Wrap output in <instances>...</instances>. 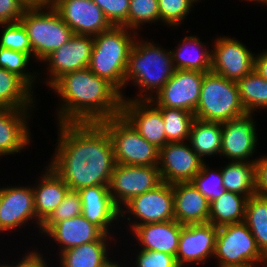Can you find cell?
<instances>
[{
	"instance_id": "obj_47",
	"label": "cell",
	"mask_w": 267,
	"mask_h": 267,
	"mask_svg": "<svg viewBox=\"0 0 267 267\" xmlns=\"http://www.w3.org/2000/svg\"><path fill=\"white\" fill-rule=\"evenodd\" d=\"M27 8L44 7L51 3V0H20Z\"/></svg>"
},
{
	"instance_id": "obj_34",
	"label": "cell",
	"mask_w": 267,
	"mask_h": 267,
	"mask_svg": "<svg viewBox=\"0 0 267 267\" xmlns=\"http://www.w3.org/2000/svg\"><path fill=\"white\" fill-rule=\"evenodd\" d=\"M165 124L168 142H183L189 138L191 126L195 120L193 113L175 108H158Z\"/></svg>"
},
{
	"instance_id": "obj_7",
	"label": "cell",
	"mask_w": 267,
	"mask_h": 267,
	"mask_svg": "<svg viewBox=\"0 0 267 267\" xmlns=\"http://www.w3.org/2000/svg\"><path fill=\"white\" fill-rule=\"evenodd\" d=\"M99 123L110 136L115 163L133 166L159 165L160 149L147 142L122 115Z\"/></svg>"
},
{
	"instance_id": "obj_11",
	"label": "cell",
	"mask_w": 267,
	"mask_h": 267,
	"mask_svg": "<svg viewBox=\"0 0 267 267\" xmlns=\"http://www.w3.org/2000/svg\"><path fill=\"white\" fill-rule=\"evenodd\" d=\"M205 73L176 69L169 81L157 92V96H152L150 101L157 108L182 109L194 114Z\"/></svg>"
},
{
	"instance_id": "obj_51",
	"label": "cell",
	"mask_w": 267,
	"mask_h": 267,
	"mask_svg": "<svg viewBox=\"0 0 267 267\" xmlns=\"http://www.w3.org/2000/svg\"><path fill=\"white\" fill-rule=\"evenodd\" d=\"M264 265H266V267H267V256H265V259H264V261H263V265H262V267H263Z\"/></svg>"
},
{
	"instance_id": "obj_20",
	"label": "cell",
	"mask_w": 267,
	"mask_h": 267,
	"mask_svg": "<svg viewBox=\"0 0 267 267\" xmlns=\"http://www.w3.org/2000/svg\"><path fill=\"white\" fill-rule=\"evenodd\" d=\"M82 203V215L109 235V226L120 217V209L113 203L109 185L85 187L78 190Z\"/></svg>"
},
{
	"instance_id": "obj_24",
	"label": "cell",
	"mask_w": 267,
	"mask_h": 267,
	"mask_svg": "<svg viewBox=\"0 0 267 267\" xmlns=\"http://www.w3.org/2000/svg\"><path fill=\"white\" fill-rule=\"evenodd\" d=\"M104 233L82 214L55 223L46 235L61 244V252L84 243L97 241Z\"/></svg>"
},
{
	"instance_id": "obj_1",
	"label": "cell",
	"mask_w": 267,
	"mask_h": 267,
	"mask_svg": "<svg viewBox=\"0 0 267 267\" xmlns=\"http://www.w3.org/2000/svg\"><path fill=\"white\" fill-rule=\"evenodd\" d=\"M58 126V147L48 166L72 190L109 185L116 163L106 129L100 123H58Z\"/></svg>"
},
{
	"instance_id": "obj_27",
	"label": "cell",
	"mask_w": 267,
	"mask_h": 267,
	"mask_svg": "<svg viewBox=\"0 0 267 267\" xmlns=\"http://www.w3.org/2000/svg\"><path fill=\"white\" fill-rule=\"evenodd\" d=\"M108 236L103 234L97 241L84 243L60 253L62 267H100L108 258ZM60 266V267H61Z\"/></svg>"
},
{
	"instance_id": "obj_29",
	"label": "cell",
	"mask_w": 267,
	"mask_h": 267,
	"mask_svg": "<svg viewBox=\"0 0 267 267\" xmlns=\"http://www.w3.org/2000/svg\"><path fill=\"white\" fill-rule=\"evenodd\" d=\"M188 142L191 143V148L201 159L205 156L220 155L222 123L195 118L191 126Z\"/></svg>"
},
{
	"instance_id": "obj_10",
	"label": "cell",
	"mask_w": 267,
	"mask_h": 267,
	"mask_svg": "<svg viewBox=\"0 0 267 267\" xmlns=\"http://www.w3.org/2000/svg\"><path fill=\"white\" fill-rule=\"evenodd\" d=\"M126 209H123L125 208ZM129 212L136 220L132 230L142 224L161 223L174 220V198L172 184L162 182L155 189L133 197L120 209V217Z\"/></svg>"
},
{
	"instance_id": "obj_40",
	"label": "cell",
	"mask_w": 267,
	"mask_h": 267,
	"mask_svg": "<svg viewBox=\"0 0 267 267\" xmlns=\"http://www.w3.org/2000/svg\"><path fill=\"white\" fill-rule=\"evenodd\" d=\"M196 0H158L160 21L168 26L181 24Z\"/></svg>"
},
{
	"instance_id": "obj_6",
	"label": "cell",
	"mask_w": 267,
	"mask_h": 267,
	"mask_svg": "<svg viewBox=\"0 0 267 267\" xmlns=\"http://www.w3.org/2000/svg\"><path fill=\"white\" fill-rule=\"evenodd\" d=\"M45 9L49 11L45 12ZM19 21L30 39L32 54L40 61L67 43L74 34L51 4L27 8Z\"/></svg>"
},
{
	"instance_id": "obj_49",
	"label": "cell",
	"mask_w": 267,
	"mask_h": 267,
	"mask_svg": "<svg viewBox=\"0 0 267 267\" xmlns=\"http://www.w3.org/2000/svg\"><path fill=\"white\" fill-rule=\"evenodd\" d=\"M100 267H121L120 264L117 262H111L107 259Z\"/></svg>"
},
{
	"instance_id": "obj_25",
	"label": "cell",
	"mask_w": 267,
	"mask_h": 267,
	"mask_svg": "<svg viewBox=\"0 0 267 267\" xmlns=\"http://www.w3.org/2000/svg\"><path fill=\"white\" fill-rule=\"evenodd\" d=\"M42 176L37 187L33 186L36 217L41 224L59 206L69 190L51 167L48 166Z\"/></svg>"
},
{
	"instance_id": "obj_46",
	"label": "cell",
	"mask_w": 267,
	"mask_h": 267,
	"mask_svg": "<svg viewBox=\"0 0 267 267\" xmlns=\"http://www.w3.org/2000/svg\"><path fill=\"white\" fill-rule=\"evenodd\" d=\"M254 70L264 79L267 80V51L255 56Z\"/></svg>"
},
{
	"instance_id": "obj_32",
	"label": "cell",
	"mask_w": 267,
	"mask_h": 267,
	"mask_svg": "<svg viewBox=\"0 0 267 267\" xmlns=\"http://www.w3.org/2000/svg\"><path fill=\"white\" fill-rule=\"evenodd\" d=\"M244 223L254 236L257 246L267 256V197L254 194L247 199Z\"/></svg>"
},
{
	"instance_id": "obj_4",
	"label": "cell",
	"mask_w": 267,
	"mask_h": 267,
	"mask_svg": "<svg viewBox=\"0 0 267 267\" xmlns=\"http://www.w3.org/2000/svg\"><path fill=\"white\" fill-rule=\"evenodd\" d=\"M124 26H112L93 37L94 46L88 68L97 76L108 80L122 93L130 49L135 35ZM134 36V37H132Z\"/></svg>"
},
{
	"instance_id": "obj_8",
	"label": "cell",
	"mask_w": 267,
	"mask_h": 267,
	"mask_svg": "<svg viewBox=\"0 0 267 267\" xmlns=\"http://www.w3.org/2000/svg\"><path fill=\"white\" fill-rule=\"evenodd\" d=\"M214 256L219 265L263 263L265 256L259 250L256 240L244 223L218 227Z\"/></svg>"
},
{
	"instance_id": "obj_43",
	"label": "cell",
	"mask_w": 267,
	"mask_h": 267,
	"mask_svg": "<svg viewBox=\"0 0 267 267\" xmlns=\"http://www.w3.org/2000/svg\"><path fill=\"white\" fill-rule=\"evenodd\" d=\"M26 9L20 0H0V24L19 21Z\"/></svg>"
},
{
	"instance_id": "obj_23",
	"label": "cell",
	"mask_w": 267,
	"mask_h": 267,
	"mask_svg": "<svg viewBox=\"0 0 267 267\" xmlns=\"http://www.w3.org/2000/svg\"><path fill=\"white\" fill-rule=\"evenodd\" d=\"M183 224L175 219L136 226L131 230L142 250L164 252L176 256Z\"/></svg>"
},
{
	"instance_id": "obj_13",
	"label": "cell",
	"mask_w": 267,
	"mask_h": 267,
	"mask_svg": "<svg viewBox=\"0 0 267 267\" xmlns=\"http://www.w3.org/2000/svg\"><path fill=\"white\" fill-rule=\"evenodd\" d=\"M50 4L74 34L94 37L112 27L93 0H51Z\"/></svg>"
},
{
	"instance_id": "obj_5",
	"label": "cell",
	"mask_w": 267,
	"mask_h": 267,
	"mask_svg": "<svg viewBox=\"0 0 267 267\" xmlns=\"http://www.w3.org/2000/svg\"><path fill=\"white\" fill-rule=\"evenodd\" d=\"M246 113L236 81L228 80L212 71L204 74L195 118L223 123Z\"/></svg>"
},
{
	"instance_id": "obj_30",
	"label": "cell",
	"mask_w": 267,
	"mask_h": 267,
	"mask_svg": "<svg viewBox=\"0 0 267 267\" xmlns=\"http://www.w3.org/2000/svg\"><path fill=\"white\" fill-rule=\"evenodd\" d=\"M247 197L225 191L210 202L208 222L216 227L244 222Z\"/></svg>"
},
{
	"instance_id": "obj_33",
	"label": "cell",
	"mask_w": 267,
	"mask_h": 267,
	"mask_svg": "<svg viewBox=\"0 0 267 267\" xmlns=\"http://www.w3.org/2000/svg\"><path fill=\"white\" fill-rule=\"evenodd\" d=\"M241 104L247 113L267 108V80L255 70L237 81Z\"/></svg>"
},
{
	"instance_id": "obj_2",
	"label": "cell",
	"mask_w": 267,
	"mask_h": 267,
	"mask_svg": "<svg viewBox=\"0 0 267 267\" xmlns=\"http://www.w3.org/2000/svg\"><path fill=\"white\" fill-rule=\"evenodd\" d=\"M50 88L63 99L59 123H99L121 115V92L88 67L61 76Z\"/></svg>"
},
{
	"instance_id": "obj_41",
	"label": "cell",
	"mask_w": 267,
	"mask_h": 267,
	"mask_svg": "<svg viewBox=\"0 0 267 267\" xmlns=\"http://www.w3.org/2000/svg\"><path fill=\"white\" fill-rule=\"evenodd\" d=\"M103 11L112 26L128 28V12L130 0H93Z\"/></svg>"
},
{
	"instance_id": "obj_44",
	"label": "cell",
	"mask_w": 267,
	"mask_h": 267,
	"mask_svg": "<svg viewBox=\"0 0 267 267\" xmlns=\"http://www.w3.org/2000/svg\"><path fill=\"white\" fill-rule=\"evenodd\" d=\"M256 164V194L267 197V156L255 161Z\"/></svg>"
},
{
	"instance_id": "obj_15",
	"label": "cell",
	"mask_w": 267,
	"mask_h": 267,
	"mask_svg": "<svg viewBox=\"0 0 267 267\" xmlns=\"http://www.w3.org/2000/svg\"><path fill=\"white\" fill-rule=\"evenodd\" d=\"M94 46L93 36L73 34L69 41L47 56L43 62L49 65L50 77L46 83L51 87L61 76L87 68Z\"/></svg>"
},
{
	"instance_id": "obj_35",
	"label": "cell",
	"mask_w": 267,
	"mask_h": 267,
	"mask_svg": "<svg viewBox=\"0 0 267 267\" xmlns=\"http://www.w3.org/2000/svg\"><path fill=\"white\" fill-rule=\"evenodd\" d=\"M160 21L158 0H130L128 12V29L136 32L144 23Z\"/></svg>"
},
{
	"instance_id": "obj_26",
	"label": "cell",
	"mask_w": 267,
	"mask_h": 267,
	"mask_svg": "<svg viewBox=\"0 0 267 267\" xmlns=\"http://www.w3.org/2000/svg\"><path fill=\"white\" fill-rule=\"evenodd\" d=\"M179 44L177 50H170L175 69L199 72L211 71L212 51L206 49L200 38L194 35L186 36ZM191 48L192 50H190Z\"/></svg>"
},
{
	"instance_id": "obj_39",
	"label": "cell",
	"mask_w": 267,
	"mask_h": 267,
	"mask_svg": "<svg viewBox=\"0 0 267 267\" xmlns=\"http://www.w3.org/2000/svg\"><path fill=\"white\" fill-rule=\"evenodd\" d=\"M0 26L3 27V33L0 38V47L24 52L30 57L33 56L30 39L20 21L0 24Z\"/></svg>"
},
{
	"instance_id": "obj_50",
	"label": "cell",
	"mask_w": 267,
	"mask_h": 267,
	"mask_svg": "<svg viewBox=\"0 0 267 267\" xmlns=\"http://www.w3.org/2000/svg\"><path fill=\"white\" fill-rule=\"evenodd\" d=\"M263 3V5L265 4V5H267V0H258V3Z\"/></svg>"
},
{
	"instance_id": "obj_9",
	"label": "cell",
	"mask_w": 267,
	"mask_h": 267,
	"mask_svg": "<svg viewBox=\"0 0 267 267\" xmlns=\"http://www.w3.org/2000/svg\"><path fill=\"white\" fill-rule=\"evenodd\" d=\"M161 183L158 166H133L116 163L109 183V193L113 203L122 209V206L133 197L153 190Z\"/></svg>"
},
{
	"instance_id": "obj_42",
	"label": "cell",
	"mask_w": 267,
	"mask_h": 267,
	"mask_svg": "<svg viewBox=\"0 0 267 267\" xmlns=\"http://www.w3.org/2000/svg\"><path fill=\"white\" fill-rule=\"evenodd\" d=\"M136 256V267H179L176 257L168 253L141 249Z\"/></svg>"
},
{
	"instance_id": "obj_17",
	"label": "cell",
	"mask_w": 267,
	"mask_h": 267,
	"mask_svg": "<svg viewBox=\"0 0 267 267\" xmlns=\"http://www.w3.org/2000/svg\"><path fill=\"white\" fill-rule=\"evenodd\" d=\"M217 231L218 227L209 222L183 225L175 256L179 267L201 264L214 256Z\"/></svg>"
},
{
	"instance_id": "obj_36",
	"label": "cell",
	"mask_w": 267,
	"mask_h": 267,
	"mask_svg": "<svg viewBox=\"0 0 267 267\" xmlns=\"http://www.w3.org/2000/svg\"><path fill=\"white\" fill-rule=\"evenodd\" d=\"M82 214V203L77 190L69 189L65 198L51 215L41 224L40 232L45 234L55 223Z\"/></svg>"
},
{
	"instance_id": "obj_48",
	"label": "cell",
	"mask_w": 267,
	"mask_h": 267,
	"mask_svg": "<svg viewBox=\"0 0 267 267\" xmlns=\"http://www.w3.org/2000/svg\"><path fill=\"white\" fill-rule=\"evenodd\" d=\"M256 263H243V264H230V265H218L219 267H256Z\"/></svg>"
},
{
	"instance_id": "obj_21",
	"label": "cell",
	"mask_w": 267,
	"mask_h": 267,
	"mask_svg": "<svg viewBox=\"0 0 267 267\" xmlns=\"http://www.w3.org/2000/svg\"><path fill=\"white\" fill-rule=\"evenodd\" d=\"M172 187L175 220L183 225L207 223L210 202L193 183H175Z\"/></svg>"
},
{
	"instance_id": "obj_19",
	"label": "cell",
	"mask_w": 267,
	"mask_h": 267,
	"mask_svg": "<svg viewBox=\"0 0 267 267\" xmlns=\"http://www.w3.org/2000/svg\"><path fill=\"white\" fill-rule=\"evenodd\" d=\"M30 219H34L36 225L41 227L36 217L33 188L27 186L1 188L0 232L8 230L10 232L23 226Z\"/></svg>"
},
{
	"instance_id": "obj_37",
	"label": "cell",
	"mask_w": 267,
	"mask_h": 267,
	"mask_svg": "<svg viewBox=\"0 0 267 267\" xmlns=\"http://www.w3.org/2000/svg\"><path fill=\"white\" fill-rule=\"evenodd\" d=\"M30 58L27 53L0 47V68L17 74L32 88L37 75L25 70Z\"/></svg>"
},
{
	"instance_id": "obj_31",
	"label": "cell",
	"mask_w": 267,
	"mask_h": 267,
	"mask_svg": "<svg viewBox=\"0 0 267 267\" xmlns=\"http://www.w3.org/2000/svg\"><path fill=\"white\" fill-rule=\"evenodd\" d=\"M32 90L17 74L0 68V107L20 109L34 107Z\"/></svg>"
},
{
	"instance_id": "obj_22",
	"label": "cell",
	"mask_w": 267,
	"mask_h": 267,
	"mask_svg": "<svg viewBox=\"0 0 267 267\" xmlns=\"http://www.w3.org/2000/svg\"><path fill=\"white\" fill-rule=\"evenodd\" d=\"M27 110L0 107V156L21 152L30 143Z\"/></svg>"
},
{
	"instance_id": "obj_18",
	"label": "cell",
	"mask_w": 267,
	"mask_h": 267,
	"mask_svg": "<svg viewBox=\"0 0 267 267\" xmlns=\"http://www.w3.org/2000/svg\"><path fill=\"white\" fill-rule=\"evenodd\" d=\"M252 113L222 123V144L220 156L231 161L247 162L254 154L257 134Z\"/></svg>"
},
{
	"instance_id": "obj_28",
	"label": "cell",
	"mask_w": 267,
	"mask_h": 267,
	"mask_svg": "<svg viewBox=\"0 0 267 267\" xmlns=\"http://www.w3.org/2000/svg\"><path fill=\"white\" fill-rule=\"evenodd\" d=\"M255 160L231 161L221 169L223 186L226 191L237 193L247 198L256 194Z\"/></svg>"
},
{
	"instance_id": "obj_16",
	"label": "cell",
	"mask_w": 267,
	"mask_h": 267,
	"mask_svg": "<svg viewBox=\"0 0 267 267\" xmlns=\"http://www.w3.org/2000/svg\"><path fill=\"white\" fill-rule=\"evenodd\" d=\"M121 115L139 134L158 149L169 143L161 111L150 100H129L122 97Z\"/></svg>"
},
{
	"instance_id": "obj_52",
	"label": "cell",
	"mask_w": 267,
	"mask_h": 267,
	"mask_svg": "<svg viewBox=\"0 0 267 267\" xmlns=\"http://www.w3.org/2000/svg\"><path fill=\"white\" fill-rule=\"evenodd\" d=\"M0 204H1V188H0Z\"/></svg>"
},
{
	"instance_id": "obj_3",
	"label": "cell",
	"mask_w": 267,
	"mask_h": 267,
	"mask_svg": "<svg viewBox=\"0 0 267 267\" xmlns=\"http://www.w3.org/2000/svg\"><path fill=\"white\" fill-rule=\"evenodd\" d=\"M171 52L151 42L136 39L129 52L125 73V86L130 80L140 87L144 94L129 100H150V92H157L169 81L175 72ZM149 93V94H148ZM151 94V95H150Z\"/></svg>"
},
{
	"instance_id": "obj_14",
	"label": "cell",
	"mask_w": 267,
	"mask_h": 267,
	"mask_svg": "<svg viewBox=\"0 0 267 267\" xmlns=\"http://www.w3.org/2000/svg\"><path fill=\"white\" fill-rule=\"evenodd\" d=\"M203 160L185 141L167 143L159 153L158 167L162 182H191L201 170Z\"/></svg>"
},
{
	"instance_id": "obj_38",
	"label": "cell",
	"mask_w": 267,
	"mask_h": 267,
	"mask_svg": "<svg viewBox=\"0 0 267 267\" xmlns=\"http://www.w3.org/2000/svg\"><path fill=\"white\" fill-rule=\"evenodd\" d=\"M210 170L204 162L199 173L191 181L209 202L219 198L226 191L223 186L221 170L220 172Z\"/></svg>"
},
{
	"instance_id": "obj_12",
	"label": "cell",
	"mask_w": 267,
	"mask_h": 267,
	"mask_svg": "<svg viewBox=\"0 0 267 267\" xmlns=\"http://www.w3.org/2000/svg\"><path fill=\"white\" fill-rule=\"evenodd\" d=\"M211 56V71L228 80L238 81L255 67V54L233 38L217 37Z\"/></svg>"
},
{
	"instance_id": "obj_45",
	"label": "cell",
	"mask_w": 267,
	"mask_h": 267,
	"mask_svg": "<svg viewBox=\"0 0 267 267\" xmlns=\"http://www.w3.org/2000/svg\"><path fill=\"white\" fill-rule=\"evenodd\" d=\"M28 254V255H27ZM25 254V256L17 262L16 265H6V267H48L47 261H45L40 254L37 251H28V253Z\"/></svg>"
}]
</instances>
